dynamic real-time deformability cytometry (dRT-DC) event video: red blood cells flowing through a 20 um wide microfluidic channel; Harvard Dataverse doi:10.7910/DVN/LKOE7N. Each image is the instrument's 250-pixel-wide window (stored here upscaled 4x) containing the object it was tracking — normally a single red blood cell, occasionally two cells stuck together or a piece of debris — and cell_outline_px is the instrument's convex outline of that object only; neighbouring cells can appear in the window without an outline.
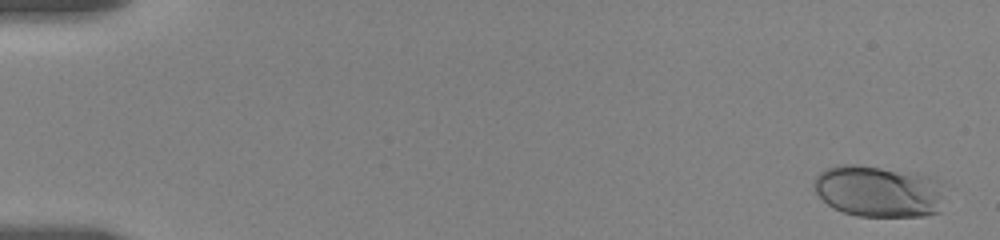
{"species": "human", "species_latin": "Homo sapiens", "temperature_condition": "room temperature", "stored_images_in_passage": 6, "camera_frame_rate_fps": 3000, "um_per_image_px": 0.085, "donor": {"sex": "female"}, "frame": {"image": 1, "passage_image": 1, "time_ms": 0.0, "image_size_px": [1000, 240], "cell_outline_px": [[944, 184], [940, 212], [924, 216], [856, 216], [832, 208], [816, 192], [812, 184], [816, 176], [824, 168], [836, 164], [856, 164], [916, 172], [932, 176], [940, 180]], "centroid_in_image_um": [74.7, 16.23], "position_along_channel_um": 10.3, "area_um2": 40.17}}
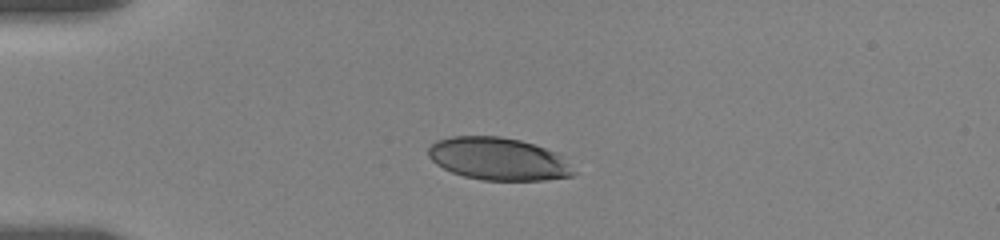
{"frame": {"image": 2, "passage_image": 5, "time_ms": 4.333, "image_size_px": [1000, 240], "cell_outline_px": [[576, 172], [572, 176], [544, 180], [484, 180], [464, 176], [452, 172], [436, 164], [428, 156], [428, 148], [436, 140], [452, 136], [500, 136], [520, 140], [556, 152]], "centroid_in_image_um": [42.32, 13.5], "position_along_channel_um": 42.7, "area_um2": 35.78}}